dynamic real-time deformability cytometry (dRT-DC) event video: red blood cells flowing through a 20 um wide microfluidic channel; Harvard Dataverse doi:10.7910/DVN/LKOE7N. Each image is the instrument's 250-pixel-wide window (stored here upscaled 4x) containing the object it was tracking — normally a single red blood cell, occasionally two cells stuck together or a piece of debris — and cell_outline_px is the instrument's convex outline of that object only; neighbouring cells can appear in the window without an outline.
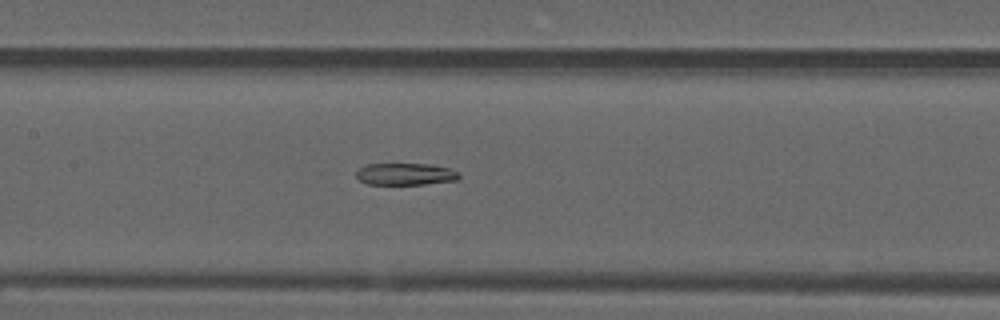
{"species": "common noctule bat (a hibernating species)", "species_latin": "Nyctalus noctula", "temperature_condition": "warm", "stored_images_in_passage": 47, "segment_of_instrument_passage": [2, 2], "camera_frame_rate_fps": 3000, "um_per_image_px": 0.085, "animal": {"sex": "male", "forearm_length_mm": 52.5}, "frame": {"image": 1, "passage_image": 26, "time_ms": 8.333, "image_size_px": [1000, 320], "cell_outline_px": [[460, 176], [456, 180], [424, 184], [368, 184], [360, 180], [356, 176], [356, 172], [360, 168], [368, 164], [432, 164], [448, 168], [460, 172]], "centroid_in_image_um": [34.48, 14.79], "position_along_channel_um": 172.9, "area_um2": 13.06}}
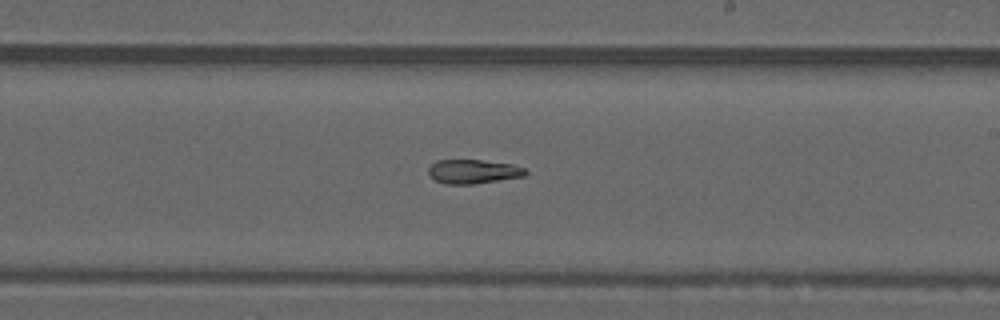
{"frame": {"image": 2, "passage_image": 32, "time_ms": 10.333, "image_size_px": [1000, 320], "cell_outline_px": [[528, 172], [524, 176], [472, 184], [444, 184], [432, 180], [428, 172], [428, 168], [436, 160], [480, 160], [512, 164], [524, 168]], "centroid_in_image_um": [40.17, 14.58], "position_along_channel_um": 248.8, "area_um2": 13.64}}
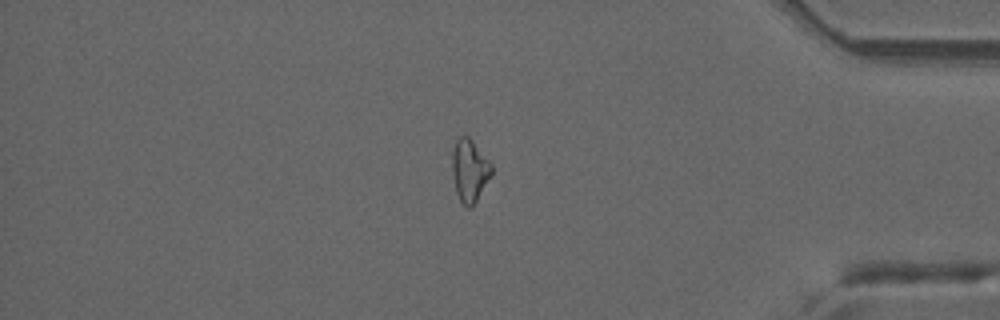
{"frame": {"image": 3, "passage_image": 46, "time_ms": 15.0, "image_size_px": [1000, 320], "cell_outline_px": [[492, 172], [472, 208], [468, 208], [460, 200], [456, 192], [452, 172], [452, 152], [456, 136], [468, 136], [472, 140], [492, 164]], "centroid_in_image_um": [39.89, 14.46], "position_along_channel_um": 395.3, "area_um2": 14.28}}